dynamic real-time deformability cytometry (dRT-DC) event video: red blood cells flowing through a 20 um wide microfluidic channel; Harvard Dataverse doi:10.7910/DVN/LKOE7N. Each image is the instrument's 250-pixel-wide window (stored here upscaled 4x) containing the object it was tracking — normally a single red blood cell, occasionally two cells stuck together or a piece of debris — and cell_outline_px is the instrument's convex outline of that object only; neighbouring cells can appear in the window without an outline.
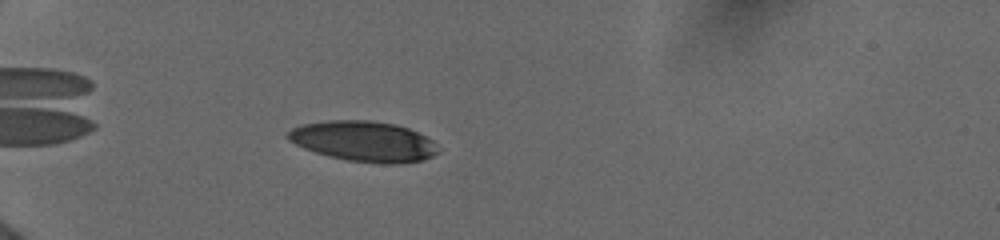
{"species": "human", "species_latin": "Homo sapiens", "temperature_condition": "cold", "stored_images_in_passage": 11, "camera_frame_rate_fps": 3000, "um_per_image_px": 0.085, "donor": {"sex": "female"}, "frame": {"image": 1, "passage_image": 2, "time_ms": 0.333, "image_size_px": [1000, 240], "cell_outline_px": [[440, 152], [424, 160], [392, 164], [388, 164], [348, 160], [316, 152], [304, 148], [288, 140], [288, 132], [292, 128], [304, 124], [328, 120], [372, 120], [396, 124], [408, 128], [432, 140]], "centroid_in_image_um": [30.94, 12.0], "position_along_channel_um": 54.1, "area_um2": 35.03}}
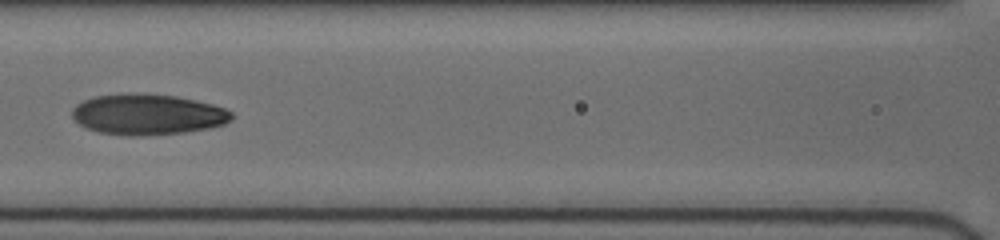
{"frame": {"image": 2, "passage_image": 7, "time_ms": 3.667, "image_size_px": [1000, 240], "cell_outline_px": [[236, 116], [232, 120], [224, 124], [212, 128], [184, 132], [140, 136], [128, 136], [96, 132], [84, 128], [72, 120], [72, 108], [76, 104], [84, 100], [96, 96], [136, 92], [176, 96], [196, 100], [212, 104], [224, 108], [232, 112]], "centroid_in_image_um": [12.54, 9.73], "position_along_channel_um": 154.1, "area_um2": 38.49}}
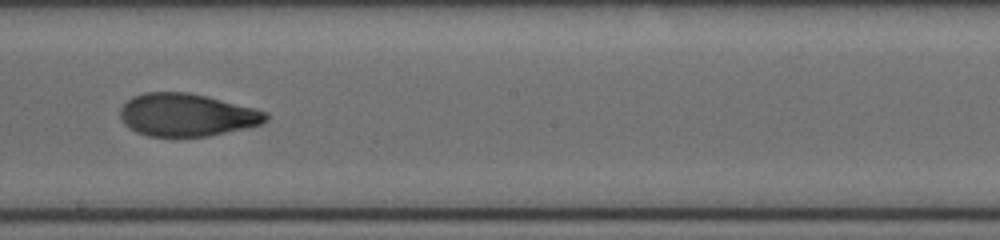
{"frame": {"image": 3, "passage_image": 10, "time_ms": 5.667, "image_size_px": [1000, 240], "cell_outline_px": [[268, 120], [260, 124], [248, 128], [208, 136], [148, 136], [136, 132], [128, 128], [124, 124], [120, 116], [120, 108], [132, 96], [144, 92], [188, 92], [256, 108], [268, 112]], "centroid_in_image_um": [15.88, 9.77], "position_along_channel_um": 232.3, "area_um2": 36.41}}